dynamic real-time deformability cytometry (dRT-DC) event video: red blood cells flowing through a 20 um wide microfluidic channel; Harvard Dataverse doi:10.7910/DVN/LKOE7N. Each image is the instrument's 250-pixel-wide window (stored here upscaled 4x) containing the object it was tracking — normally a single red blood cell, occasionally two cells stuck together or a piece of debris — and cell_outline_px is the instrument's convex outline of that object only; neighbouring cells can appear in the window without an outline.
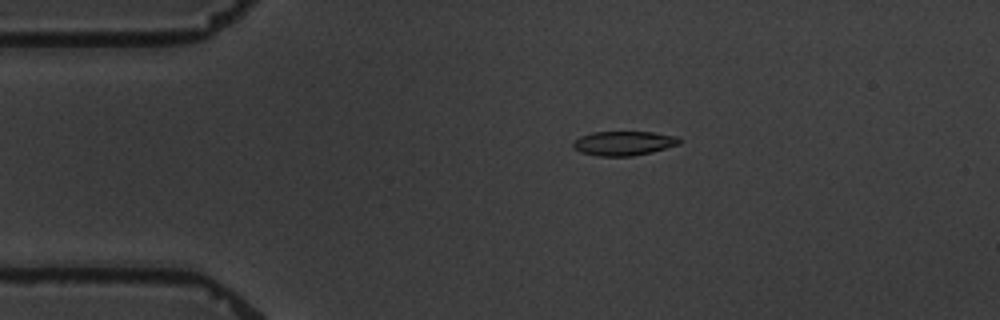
{"species": "common noctule bat (a hibernating species)", "species_latin": "Nyctalus noctula", "temperature_condition": "warm", "stored_images_in_passage": 5, "camera_frame_rate_fps": 3000, "um_per_image_px": 0.085, "animal": {"sex": "male", "body_mass_g": 19.5, "forearm_length_mm": 54.6}, "frame": {"image": 1, "passage_image": 2, "time_ms": 1.0, "image_size_px": [1000, 320], "cell_outline_px": [[680, 144], [652, 152], [632, 156], [596, 156], [580, 152], [572, 148], [572, 144], [580, 136], [592, 132], [652, 132], [680, 136]], "centroid_in_image_um": [53.02, 12.18], "position_along_channel_um": 32.0, "area_um2": 15.2}}
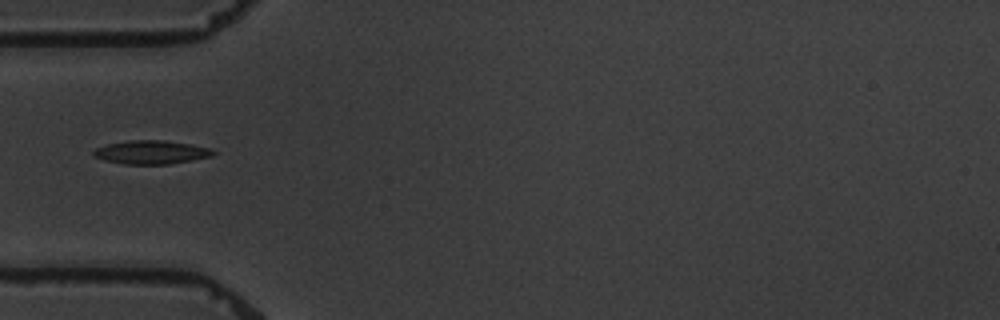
{"frame": {"image": 2, "passage_image": 4, "time_ms": 3.333, "image_size_px": [1000, 320], "cell_outline_px": [[216, 152], [212, 156], [192, 160], [168, 164], [124, 164], [104, 160], [92, 156], [92, 152], [96, 148], [108, 144], [128, 140], [164, 140], [192, 144], [212, 148]], "centroid_in_image_um": [12.86, 12.93], "position_along_channel_um": 72.1, "area_um2": 16.53}}
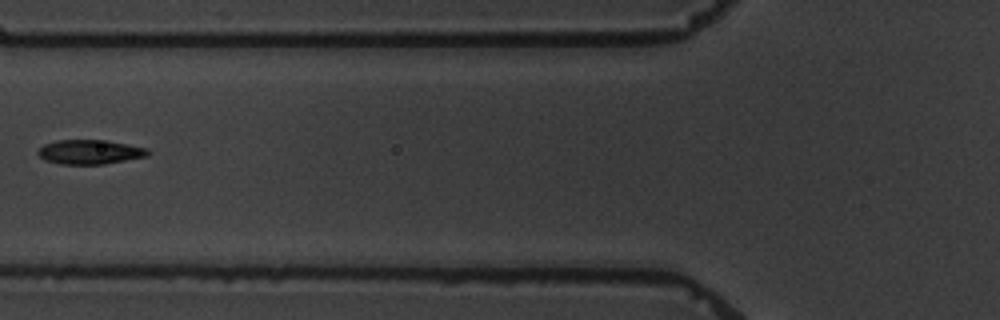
{"frame": {"image": 3, "passage_image": 5, "time_ms": 4.667, "image_size_px": [1000, 320], "cell_outline_px": [[152, 152], [148, 156], [104, 164], [60, 164], [44, 160], [36, 152], [44, 144], [56, 140], [108, 140], [148, 148]], "centroid_in_image_um": [7.66, 12.91], "position_along_channel_um": 118.1, "area_um2": 15.78}}